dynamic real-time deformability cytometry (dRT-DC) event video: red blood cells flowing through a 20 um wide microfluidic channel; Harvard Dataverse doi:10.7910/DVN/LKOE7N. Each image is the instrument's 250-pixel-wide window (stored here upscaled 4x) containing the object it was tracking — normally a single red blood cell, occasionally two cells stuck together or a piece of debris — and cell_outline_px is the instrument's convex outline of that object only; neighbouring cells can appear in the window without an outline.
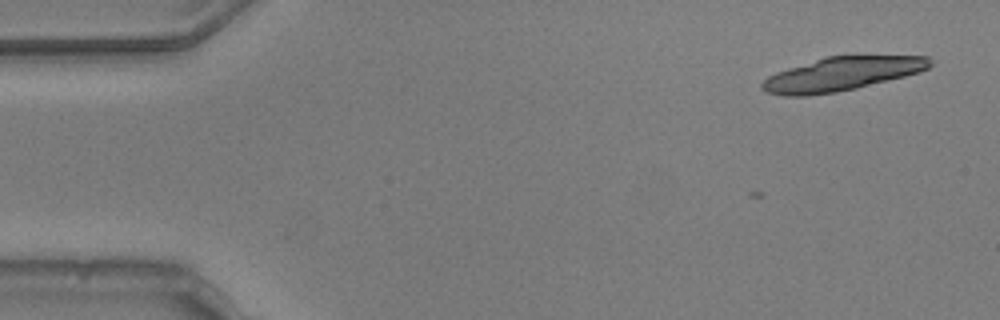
{"species": "common noctule bat (a hibernating species)", "species_latin": "Nyctalus noctula", "temperature_condition": "warm", "stored_images_in_passage": 2, "camera_frame_rate_fps": 3000, "um_per_image_px": 0.085, "animal": {"sex": "male", "body_mass_g": 20.5, "forearm_length_mm": 52.5}, "frame": {"image": 1, "passage_image": 2, "time_ms": 0.333, "image_size_px": [1000, 320], "cell_outline_px": [[932, 64], [928, 68], [920, 72], [856, 88], [836, 92], [808, 96], [784, 96], [764, 92], [760, 88], [760, 84], [768, 76], [776, 72], [824, 56], [928, 56], [932, 60]], "centroid_in_image_um": [71.49, 6.29], "position_along_channel_um": 13.5, "area_um2": 32.95}}